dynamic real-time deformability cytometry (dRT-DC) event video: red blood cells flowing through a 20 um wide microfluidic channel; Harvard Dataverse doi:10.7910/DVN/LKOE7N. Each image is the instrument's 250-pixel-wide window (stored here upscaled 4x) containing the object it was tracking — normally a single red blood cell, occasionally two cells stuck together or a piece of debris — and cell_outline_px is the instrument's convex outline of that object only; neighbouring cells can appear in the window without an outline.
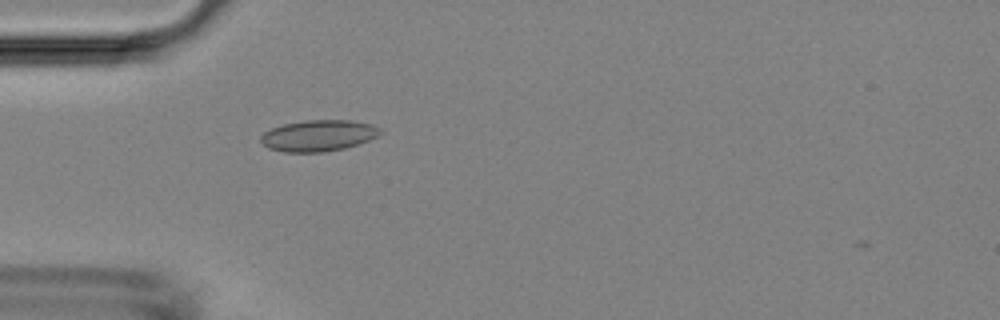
{"species": "Egyptian fruit bat (a non-hibernating species)", "species_latin": "Rousettus aegyptiacus", "temperature_condition": "room temperature", "stored_images_in_passage": 4, "camera_frame_rate_fps": 3000, "um_per_image_px": 0.085, "animal": {"sex": "female"}, "frame": {"image": 1, "passage_image": 4, "time_ms": 3.667, "image_size_px": [1000, 320], "cell_outline_px": [[384, 132], [368, 140], [344, 148], [324, 152], [284, 152], [268, 148], [260, 140], [260, 136], [264, 132], [272, 128], [284, 124], [304, 120], [352, 120], [372, 124], [380, 128]], "centroid_in_image_um": [27.07, 11.52], "position_along_channel_um": 57.9, "area_um2": 21.73}}